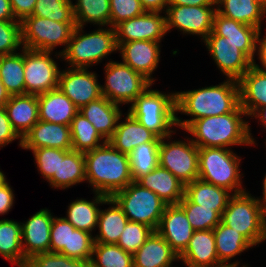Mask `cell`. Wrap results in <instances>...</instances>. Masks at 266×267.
<instances>
[{"label":"cell","instance_id":"1","mask_svg":"<svg viewBox=\"0 0 266 267\" xmlns=\"http://www.w3.org/2000/svg\"><path fill=\"white\" fill-rule=\"evenodd\" d=\"M239 105V84L233 79L215 86L176 92V114L192 116L186 120L176 116V126L185 130L194 120L231 113Z\"/></svg>","mask_w":266,"mask_h":267},{"label":"cell","instance_id":"2","mask_svg":"<svg viewBox=\"0 0 266 267\" xmlns=\"http://www.w3.org/2000/svg\"><path fill=\"white\" fill-rule=\"evenodd\" d=\"M246 112L239 105L233 112L194 120L186 129L195 139L198 148L256 144L250 132V124L243 120Z\"/></svg>","mask_w":266,"mask_h":267},{"label":"cell","instance_id":"3","mask_svg":"<svg viewBox=\"0 0 266 267\" xmlns=\"http://www.w3.org/2000/svg\"><path fill=\"white\" fill-rule=\"evenodd\" d=\"M83 154L86 181L93 187V192L112 197L133 181L128 155L115 149L108 141Z\"/></svg>","mask_w":266,"mask_h":267},{"label":"cell","instance_id":"4","mask_svg":"<svg viewBox=\"0 0 266 267\" xmlns=\"http://www.w3.org/2000/svg\"><path fill=\"white\" fill-rule=\"evenodd\" d=\"M148 87L132 103L128 112L158 138H167L175 133L176 93L164 94Z\"/></svg>","mask_w":266,"mask_h":267},{"label":"cell","instance_id":"5","mask_svg":"<svg viewBox=\"0 0 266 267\" xmlns=\"http://www.w3.org/2000/svg\"><path fill=\"white\" fill-rule=\"evenodd\" d=\"M84 27L77 26L62 59L71 68H89L91 65L100 63L112 52L118 51L116 33L113 27H103L90 33L83 32ZM108 28V29H107Z\"/></svg>","mask_w":266,"mask_h":267},{"label":"cell","instance_id":"6","mask_svg":"<svg viewBox=\"0 0 266 267\" xmlns=\"http://www.w3.org/2000/svg\"><path fill=\"white\" fill-rule=\"evenodd\" d=\"M240 159L231 148H199L198 178L227 189L232 194L245 192L241 181L243 176L239 169Z\"/></svg>","mask_w":266,"mask_h":267},{"label":"cell","instance_id":"7","mask_svg":"<svg viewBox=\"0 0 266 267\" xmlns=\"http://www.w3.org/2000/svg\"><path fill=\"white\" fill-rule=\"evenodd\" d=\"M266 209L248 192L233 194L221 222L241 233L253 246L264 242Z\"/></svg>","mask_w":266,"mask_h":267},{"label":"cell","instance_id":"8","mask_svg":"<svg viewBox=\"0 0 266 267\" xmlns=\"http://www.w3.org/2000/svg\"><path fill=\"white\" fill-rule=\"evenodd\" d=\"M214 63L227 79L238 81L253 65L258 42H233L212 31L203 40Z\"/></svg>","mask_w":266,"mask_h":267},{"label":"cell","instance_id":"9","mask_svg":"<svg viewBox=\"0 0 266 267\" xmlns=\"http://www.w3.org/2000/svg\"><path fill=\"white\" fill-rule=\"evenodd\" d=\"M112 198L122 208L129 221L146 224L157 230L166 206L157 194L132 181Z\"/></svg>","mask_w":266,"mask_h":267},{"label":"cell","instance_id":"10","mask_svg":"<svg viewBox=\"0 0 266 267\" xmlns=\"http://www.w3.org/2000/svg\"><path fill=\"white\" fill-rule=\"evenodd\" d=\"M75 27V23H60L48 18L27 16L21 21L23 48L52 52L57 46L64 45L65 48L55 55L62 59Z\"/></svg>","mask_w":266,"mask_h":267},{"label":"cell","instance_id":"11","mask_svg":"<svg viewBox=\"0 0 266 267\" xmlns=\"http://www.w3.org/2000/svg\"><path fill=\"white\" fill-rule=\"evenodd\" d=\"M104 69L106 81L101 85L102 96L118 105L132 103L152 86L147 78L123 62L109 61Z\"/></svg>","mask_w":266,"mask_h":267},{"label":"cell","instance_id":"12","mask_svg":"<svg viewBox=\"0 0 266 267\" xmlns=\"http://www.w3.org/2000/svg\"><path fill=\"white\" fill-rule=\"evenodd\" d=\"M162 138L159 146V165L169 170L185 185L198 179L199 175V148L192 142L174 140L166 142Z\"/></svg>","mask_w":266,"mask_h":267},{"label":"cell","instance_id":"13","mask_svg":"<svg viewBox=\"0 0 266 267\" xmlns=\"http://www.w3.org/2000/svg\"><path fill=\"white\" fill-rule=\"evenodd\" d=\"M51 54L24 48L25 94L38 96L58 89L60 69Z\"/></svg>","mask_w":266,"mask_h":267},{"label":"cell","instance_id":"14","mask_svg":"<svg viewBox=\"0 0 266 267\" xmlns=\"http://www.w3.org/2000/svg\"><path fill=\"white\" fill-rule=\"evenodd\" d=\"M216 7L168 5L166 11L167 32L177 28L183 34H192L204 40L212 31Z\"/></svg>","mask_w":266,"mask_h":267},{"label":"cell","instance_id":"15","mask_svg":"<svg viewBox=\"0 0 266 267\" xmlns=\"http://www.w3.org/2000/svg\"><path fill=\"white\" fill-rule=\"evenodd\" d=\"M97 74L87 68L60 70L58 88L80 109L89 102L102 97Z\"/></svg>","mask_w":266,"mask_h":267},{"label":"cell","instance_id":"16","mask_svg":"<svg viewBox=\"0 0 266 267\" xmlns=\"http://www.w3.org/2000/svg\"><path fill=\"white\" fill-rule=\"evenodd\" d=\"M162 12L146 11L144 14L133 17L117 24L114 29L116 42L124 43L136 40L161 42L167 32L166 14Z\"/></svg>","mask_w":266,"mask_h":267},{"label":"cell","instance_id":"17","mask_svg":"<svg viewBox=\"0 0 266 267\" xmlns=\"http://www.w3.org/2000/svg\"><path fill=\"white\" fill-rule=\"evenodd\" d=\"M160 42L148 40H136L117 43L122 62L130 66L134 71L142 74L152 84L155 79L152 73L160 61Z\"/></svg>","mask_w":266,"mask_h":267},{"label":"cell","instance_id":"18","mask_svg":"<svg viewBox=\"0 0 266 267\" xmlns=\"http://www.w3.org/2000/svg\"><path fill=\"white\" fill-rule=\"evenodd\" d=\"M48 209H41L22 225V249L29 260L32 256L50 252V232L53 215Z\"/></svg>","mask_w":266,"mask_h":267},{"label":"cell","instance_id":"19","mask_svg":"<svg viewBox=\"0 0 266 267\" xmlns=\"http://www.w3.org/2000/svg\"><path fill=\"white\" fill-rule=\"evenodd\" d=\"M156 231L178 255L186 249L194 232L184 210L178 204L166 206Z\"/></svg>","mask_w":266,"mask_h":267},{"label":"cell","instance_id":"20","mask_svg":"<svg viewBox=\"0 0 266 267\" xmlns=\"http://www.w3.org/2000/svg\"><path fill=\"white\" fill-rule=\"evenodd\" d=\"M72 150L70 126L39 120L22 138V148Z\"/></svg>","mask_w":266,"mask_h":267},{"label":"cell","instance_id":"21","mask_svg":"<svg viewBox=\"0 0 266 267\" xmlns=\"http://www.w3.org/2000/svg\"><path fill=\"white\" fill-rule=\"evenodd\" d=\"M179 260L187 267H211L221 264L218 260L213 230L194 231Z\"/></svg>","mask_w":266,"mask_h":267},{"label":"cell","instance_id":"22","mask_svg":"<svg viewBox=\"0 0 266 267\" xmlns=\"http://www.w3.org/2000/svg\"><path fill=\"white\" fill-rule=\"evenodd\" d=\"M124 119V122L118 121L113 136L108 140L121 153L129 155L135 147L142 143L161 141L129 112H127V116Z\"/></svg>","mask_w":266,"mask_h":267},{"label":"cell","instance_id":"23","mask_svg":"<svg viewBox=\"0 0 266 267\" xmlns=\"http://www.w3.org/2000/svg\"><path fill=\"white\" fill-rule=\"evenodd\" d=\"M79 113L92 123L106 141L113 136L118 121L123 116L119 105L104 96L81 107Z\"/></svg>","mask_w":266,"mask_h":267},{"label":"cell","instance_id":"24","mask_svg":"<svg viewBox=\"0 0 266 267\" xmlns=\"http://www.w3.org/2000/svg\"><path fill=\"white\" fill-rule=\"evenodd\" d=\"M174 261L179 255L157 231L133 254V267H173Z\"/></svg>","mask_w":266,"mask_h":267},{"label":"cell","instance_id":"25","mask_svg":"<svg viewBox=\"0 0 266 267\" xmlns=\"http://www.w3.org/2000/svg\"><path fill=\"white\" fill-rule=\"evenodd\" d=\"M39 120L70 126L79 112L75 104L58 88L37 96Z\"/></svg>","mask_w":266,"mask_h":267},{"label":"cell","instance_id":"26","mask_svg":"<svg viewBox=\"0 0 266 267\" xmlns=\"http://www.w3.org/2000/svg\"><path fill=\"white\" fill-rule=\"evenodd\" d=\"M136 182L157 194L168 205L178 204L184 197L185 184L160 165Z\"/></svg>","mask_w":266,"mask_h":267},{"label":"cell","instance_id":"27","mask_svg":"<svg viewBox=\"0 0 266 267\" xmlns=\"http://www.w3.org/2000/svg\"><path fill=\"white\" fill-rule=\"evenodd\" d=\"M4 107L13 129L21 138L39 121L37 95H11Z\"/></svg>","mask_w":266,"mask_h":267},{"label":"cell","instance_id":"28","mask_svg":"<svg viewBox=\"0 0 266 267\" xmlns=\"http://www.w3.org/2000/svg\"><path fill=\"white\" fill-rule=\"evenodd\" d=\"M240 106L250 116L266 106V71L252 65L238 80Z\"/></svg>","mask_w":266,"mask_h":267},{"label":"cell","instance_id":"29","mask_svg":"<svg viewBox=\"0 0 266 267\" xmlns=\"http://www.w3.org/2000/svg\"><path fill=\"white\" fill-rule=\"evenodd\" d=\"M86 181L85 157L82 152L59 149L58 176L47 182L53 188L66 189Z\"/></svg>","mask_w":266,"mask_h":267},{"label":"cell","instance_id":"30","mask_svg":"<svg viewBox=\"0 0 266 267\" xmlns=\"http://www.w3.org/2000/svg\"><path fill=\"white\" fill-rule=\"evenodd\" d=\"M233 194L222 187H218L201 179L185 185L184 196L191 202L205 208H213L220 216L227 207L229 198Z\"/></svg>","mask_w":266,"mask_h":267},{"label":"cell","instance_id":"31","mask_svg":"<svg viewBox=\"0 0 266 267\" xmlns=\"http://www.w3.org/2000/svg\"><path fill=\"white\" fill-rule=\"evenodd\" d=\"M216 11L261 30L262 18L266 15V5L260 0H216Z\"/></svg>","mask_w":266,"mask_h":267},{"label":"cell","instance_id":"32","mask_svg":"<svg viewBox=\"0 0 266 267\" xmlns=\"http://www.w3.org/2000/svg\"><path fill=\"white\" fill-rule=\"evenodd\" d=\"M106 204L110 207L99 211L97 222L99 234L94 237V241L95 243L117 244L129 220L112 197L106 199Z\"/></svg>","mask_w":266,"mask_h":267},{"label":"cell","instance_id":"33","mask_svg":"<svg viewBox=\"0 0 266 267\" xmlns=\"http://www.w3.org/2000/svg\"><path fill=\"white\" fill-rule=\"evenodd\" d=\"M93 201L86 199H76L71 202L67 209V216L64 217L75 229L84 230L91 233L98 222L100 209L99 204H106L107 196L94 192Z\"/></svg>","mask_w":266,"mask_h":267},{"label":"cell","instance_id":"34","mask_svg":"<svg viewBox=\"0 0 266 267\" xmlns=\"http://www.w3.org/2000/svg\"><path fill=\"white\" fill-rule=\"evenodd\" d=\"M214 239L218 260L228 264L238 254L252 248L253 245L235 229L220 222L214 229Z\"/></svg>","mask_w":266,"mask_h":267},{"label":"cell","instance_id":"35","mask_svg":"<svg viewBox=\"0 0 266 267\" xmlns=\"http://www.w3.org/2000/svg\"><path fill=\"white\" fill-rule=\"evenodd\" d=\"M22 53L0 56V78L11 95L25 94L24 48Z\"/></svg>","mask_w":266,"mask_h":267},{"label":"cell","instance_id":"36","mask_svg":"<svg viewBox=\"0 0 266 267\" xmlns=\"http://www.w3.org/2000/svg\"><path fill=\"white\" fill-rule=\"evenodd\" d=\"M22 222L0 220V254L11 263L27 262L22 249Z\"/></svg>","mask_w":266,"mask_h":267},{"label":"cell","instance_id":"37","mask_svg":"<svg viewBox=\"0 0 266 267\" xmlns=\"http://www.w3.org/2000/svg\"><path fill=\"white\" fill-rule=\"evenodd\" d=\"M70 132L72 150L78 152L85 153L98 148L107 142L99 134L92 123L79 112L72 119Z\"/></svg>","mask_w":266,"mask_h":267},{"label":"cell","instance_id":"38","mask_svg":"<svg viewBox=\"0 0 266 267\" xmlns=\"http://www.w3.org/2000/svg\"><path fill=\"white\" fill-rule=\"evenodd\" d=\"M72 7L77 26L88 22L99 27L110 25V0H76Z\"/></svg>","mask_w":266,"mask_h":267},{"label":"cell","instance_id":"39","mask_svg":"<svg viewBox=\"0 0 266 267\" xmlns=\"http://www.w3.org/2000/svg\"><path fill=\"white\" fill-rule=\"evenodd\" d=\"M212 32L233 42H258L261 34L260 29L226 18L218 12L214 15Z\"/></svg>","mask_w":266,"mask_h":267},{"label":"cell","instance_id":"40","mask_svg":"<svg viewBox=\"0 0 266 267\" xmlns=\"http://www.w3.org/2000/svg\"><path fill=\"white\" fill-rule=\"evenodd\" d=\"M160 142L142 143L128 155L133 181L152 172L159 165Z\"/></svg>","mask_w":266,"mask_h":267},{"label":"cell","instance_id":"41","mask_svg":"<svg viewBox=\"0 0 266 267\" xmlns=\"http://www.w3.org/2000/svg\"><path fill=\"white\" fill-rule=\"evenodd\" d=\"M91 267H133V254L117 244L94 243Z\"/></svg>","mask_w":266,"mask_h":267},{"label":"cell","instance_id":"42","mask_svg":"<svg viewBox=\"0 0 266 267\" xmlns=\"http://www.w3.org/2000/svg\"><path fill=\"white\" fill-rule=\"evenodd\" d=\"M178 205L184 210L194 231L213 230L221 222V216L213 208L191 203L185 196Z\"/></svg>","mask_w":266,"mask_h":267},{"label":"cell","instance_id":"43","mask_svg":"<svg viewBox=\"0 0 266 267\" xmlns=\"http://www.w3.org/2000/svg\"><path fill=\"white\" fill-rule=\"evenodd\" d=\"M72 0H37L30 16L48 18L60 23H75Z\"/></svg>","mask_w":266,"mask_h":267},{"label":"cell","instance_id":"44","mask_svg":"<svg viewBox=\"0 0 266 267\" xmlns=\"http://www.w3.org/2000/svg\"><path fill=\"white\" fill-rule=\"evenodd\" d=\"M154 231L146 224L128 221L117 245L124 251L134 254Z\"/></svg>","mask_w":266,"mask_h":267},{"label":"cell","instance_id":"45","mask_svg":"<svg viewBox=\"0 0 266 267\" xmlns=\"http://www.w3.org/2000/svg\"><path fill=\"white\" fill-rule=\"evenodd\" d=\"M94 243L92 233L70 229L69 249H63L60 253L74 259L90 261Z\"/></svg>","mask_w":266,"mask_h":267},{"label":"cell","instance_id":"46","mask_svg":"<svg viewBox=\"0 0 266 267\" xmlns=\"http://www.w3.org/2000/svg\"><path fill=\"white\" fill-rule=\"evenodd\" d=\"M22 46L21 21H0V56L17 53Z\"/></svg>","mask_w":266,"mask_h":267},{"label":"cell","instance_id":"47","mask_svg":"<svg viewBox=\"0 0 266 267\" xmlns=\"http://www.w3.org/2000/svg\"><path fill=\"white\" fill-rule=\"evenodd\" d=\"M146 11L140 0H110V26L140 16Z\"/></svg>","mask_w":266,"mask_h":267},{"label":"cell","instance_id":"48","mask_svg":"<svg viewBox=\"0 0 266 267\" xmlns=\"http://www.w3.org/2000/svg\"><path fill=\"white\" fill-rule=\"evenodd\" d=\"M40 174L48 181L52 176H58L59 149L37 148L31 150Z\"/></svg>","mask_w":266,"mask_h":267},{"label":"cell","instance_id":"49","mask_svg":"<svg viewBox=\"0 0 266 267\" xmlns=\"http://www.w3.org/2000/svg\"><path fill=\"white\" fill-rule=\"evenodd\" d=\"M70 229L75 227L64 217H54L50 232V252L69 249Z\"/></svg>","mask_w":266,"mask_h":267},{"label":"cell","instance_id":"50","mask_svg":"<svg viewBox=\"0 0 266 267\" xmlns=\"http://www.w3.org/2000/svg\"><path fill=\"white\" fill-rule=\"evenodd\" d=\"M16 139H20L19 145L22 147V138L13 129L5 107H0V147L3 148Z\"/></svg>","mask_w":266,"mask_h":267},{"label":"cell","instance_id":"51","mask_svg":"<svg viewBox=\"0 0 266 267\" xmlns=\"http://www.w3.org/2000/svg\"><path fill=\"white\" fill-rule=\"evenodd\" d=\"M29 267H63V254L45 252L32 256L28 261Z\"/></svg>","mask_w":266,"mask_h":267},{"label":"cell","instance_id":"52","mask_svg":"<svg viewBox=\"0 0 266 267\" xmlns=\"http://www.w3.org/2000/svg\"><path fill=\"white\" fill-rule=\"evenodd\" d=\"M36 1L37 0H10L15 18L22 21L25 17L32 15Z\"/></svg>","mask_w":266,"mask_h":267},{"label":"cell","instance_id":"53","mask_svg":"<svg viewBox=\"0 0 266 267\" xmlns=\"http://www.w3.org/2000/svg\"><path fill=\"white\" fill-rule=\"evenodd\" d=\"M14 193L9 183L6 181L0 186V215L9 212L14 204Z\"/></svg>","mask_w":266,"mask_h":267},{"label":"cell","instance_id":"54","mask_svg":"<svg viewBox=\"0 0 266 267\" xmlns=\"http://www.w3.org/2000/svg\"><path fill=\"white\" fill-rule=\"evenodd\" d=\"M140 1L145 11L166 12L168 8V0H140Z\"/></svg>","mask_w":266,"mask_h":267},{"label":"cell","instance_id":"55","mask_svg":"<svg viewBox=\"0 0 266 267\" xmlns=\"http://www.w3.org/2000/svg\"><path fill=\"white\" fill-rule=\"evenodd\" d=\"M216 0H168V5L216 6Z\"/></svg>","mask_w":266,"mask_h":267},{"label":"cell","instance_id":"56","mask_svg":"<svg viewBox=\"0 0 266 267\" xmlns=\"http://www.w3.org/2000/svg\"><path fill=\"white\" fill-rule=\"evenodd\" d=\"M261 36H259L258 43H257V53L259 55L260 64L262 65V68L256 64V62H253V65L260 70L266 71V36H264L262 39H260Z\"/></svg>","mask_w":266,"mask_h":267},{"label":"cell","instance_id":"57","mask_svg":"<svg viewBox=\"0 0 266 267\" xmlns=\"http://www.w3.org/2000/svg\"><path fill=\"white\" fill-rule=\"evenodd\" d=\"M10 0H0V21H16Z\"/></svg>","mask_w":266,"mask_h":267},{"label":"cell","instance_id":"58","mask_svg":"<svg viewBox=\"0 0 266 267\" xmlns=\"http://www.w3.org/2000/svg\"><path fill=\"white\" fill-rule=\"evenodd\" d=\"M63 267H91L90 261L74 259L63 255Z\"/></svg>","mask_w":266,"mask_h":267},{"label":"cell","instance_id":"59","mask_svg":"<svg viewBox=\"0 0 266 267\" xmlns=\"http://www.w3.org/2000/svg\"><path fill=\"white\" fill-rule=\"evenodd\" d=\"M251 117H255L256 119L259 118V121L261 122L260 125L266 129V106H262L258 108Z\"/></svg>","mask_w":266,"mask_h":267},{"label":"cell","instance_id":"60","mask_svg":"<svg viewBox=\"0 0 266 267\" xmlns=\"http://www.w3.org/2000/svg\"><path fill=\"white\" fill-rule=\"evenodd\" d=\"M9 99L10 94L7 92L0 78V107H4Z\"/></svg>","mask_w":266,"mask_h":267},{"label":"cell","instance_id":"61","mask_svg":"<svg viewBox=\"0 0 266 267\" xmlns=\"http://www.w3.org/2000/svg\"><path fill=\"white\" fill-rule=\"evenodd\" d=\"M263 197L260 199L257 197L256 200L266 209V173H265V176H264V179H263Z\"/></svg>","mask_w":266,"mask_h":267},{"label":"cell","instance_id":"62","mask_svg":"<svg viewBox=\"0 0 266 267\" xmlns=\"http://www.w3.org/2000/svg\"><path fill=\"white\" fill-rule=\"evenodd\" d=\"M240 264V261H235V262H232L231 264L228 263V264H219V265H216V266H211V267H238V265Z\"/></svg>","mask_w":266,"mask_h":267},{"label":"cell","instance_id":"63","mask_svg":"<svg viewBox=\"0 0 266 267\" xmlns=\"http://www.w3.org/2000/svg\"><path fill=\"white\" fill-rule=\"evenodd\" d=\"M7 180H6V176L5 174L0 170V186L5 183Z\"/></svg>","mask_w":266,"mask_h":267},{"label":"cell","instance_id":"64","mask_svg":"<svg viewBox=\"0 0 266 267\" xmlns=\"http://www.w3.org/2000/svg\"><path fill=\"white\" fill-rule=\"evenodd\" d=\"M11 264H13V265L15 264L18 267H29L28 262H18V263H11Z\"/></svg>","mask_w":266,"mask_h":267},{"label":"cell","instance_id":"65","mask_svg":"<svg viewBox=\"0 0 266 267\" xmlns=\"http://www.w3.org/2000/svg\"><path fill=\"white\" fill-rule=\"evenodd\" d=\"M266 240V218H265V229H264V241Z\"/></svg>","mask_w":266,"mask_h":267},{"label":"cell","instance_id":"66","mask_svg":"<svg viewBox=\"0 0 266 267\" xmlns=\"http://www.w3.org/2000/svg\"><path fill=\"white\" fill-rule=\"evenodd\" d=\"M263 4L266 5V0H260Z\"/></svg>","mask_w":266,"mask_h":267}]
</instances>
